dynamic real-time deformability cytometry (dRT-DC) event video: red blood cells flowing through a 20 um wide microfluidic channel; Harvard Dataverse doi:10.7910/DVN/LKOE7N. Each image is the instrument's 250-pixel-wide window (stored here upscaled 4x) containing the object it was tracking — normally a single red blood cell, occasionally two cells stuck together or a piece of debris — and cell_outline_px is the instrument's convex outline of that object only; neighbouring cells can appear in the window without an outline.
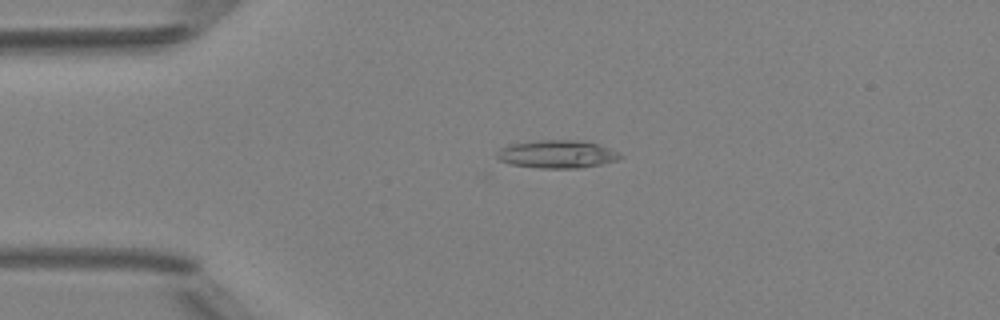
{"species": "Egyptian fruit bat (a non-hibernating species)", "species_latin": "Rousettus aegyptiacus", "temperature_condition": "room temperature", "stored_images_in_passage": 5, "camera_frame_rate_fps": 3000, "um_per_image_px": 0.085, "animal": {"sex": "female"}, "frame": {"image": 1, "passage_image": 4, "time_ms": 3.667, "image_size_px": [1000, 320], "cell_outline_px": [[624, 156], [616, 160], [600, 164], [580, 168], [540, 168], [512, 164], [500, 160], [496, 156], [496, 152], [500, 148], [508, 144], [536, 140], [584, 140], [600, 144]], "centroid_in_image_um": [47.33, 13.09], "position_along_channel_um": 37.7, "area_um2": 20.11}}